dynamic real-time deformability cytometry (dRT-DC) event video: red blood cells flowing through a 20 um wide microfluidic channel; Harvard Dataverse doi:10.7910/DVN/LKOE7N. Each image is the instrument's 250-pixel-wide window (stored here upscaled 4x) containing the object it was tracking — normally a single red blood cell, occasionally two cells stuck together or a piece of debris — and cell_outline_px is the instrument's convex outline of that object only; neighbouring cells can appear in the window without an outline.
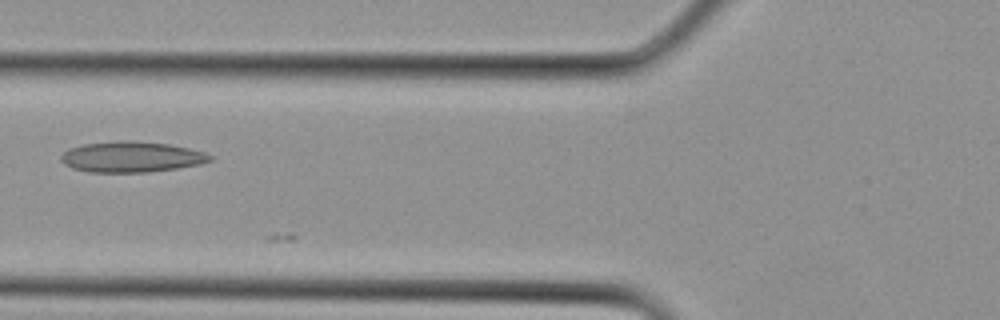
{"species": "Egyptian fruit bat (a non-hibernating species)", "species_latin": "Rousettus aegyptiacus", "temperature_condition": "cold", "stored_images_in_passage": 8, "camera_frame_rate_fps": 3000, "um_per_image_px": 0.085, "animal": {"sex": "female"}, "frame": {"image": 1, "passage_image": 4, "time_ms": 1.0, "image_size_px": [1000, 320], "cell_outline_px": [[212, 160], [200, 164], [176, 168], [148, 172], [88, 172], [72, 168], [64, 164], [60, 160], [60, 156], [68, 148], [84, 144], [120, 140], [128, 140], [168, 144], [188, 148], [204, 152], [212, 156]], "centroid_in_image_um": [11.13, 13.33], "position_along_channel_um": 114.7, "area_um2": 26.65}}
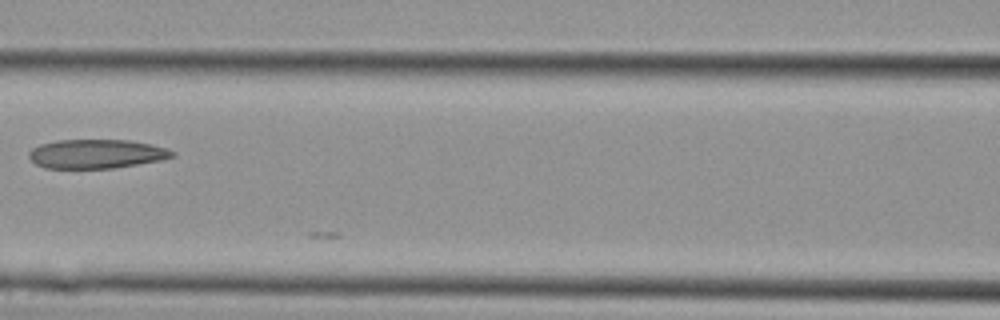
{"frame": {"image": 2, "passage_image": 6, "time_ms": 1.667, "image_size_px": [1000, 320], "cell_outline_px": [[176, 156], [160, 160], [116, 168], [44, 168], [36, 164], [28, 156], [28, 152], [32, 148], [40, 144], [56, 140], [128, 140], [152, 144], [168, 148], [176, 152]], "centroid_in_image_um": [8.21, 13.08], "position_along_channel_um": 158.4, "area_um2": 24.45}}